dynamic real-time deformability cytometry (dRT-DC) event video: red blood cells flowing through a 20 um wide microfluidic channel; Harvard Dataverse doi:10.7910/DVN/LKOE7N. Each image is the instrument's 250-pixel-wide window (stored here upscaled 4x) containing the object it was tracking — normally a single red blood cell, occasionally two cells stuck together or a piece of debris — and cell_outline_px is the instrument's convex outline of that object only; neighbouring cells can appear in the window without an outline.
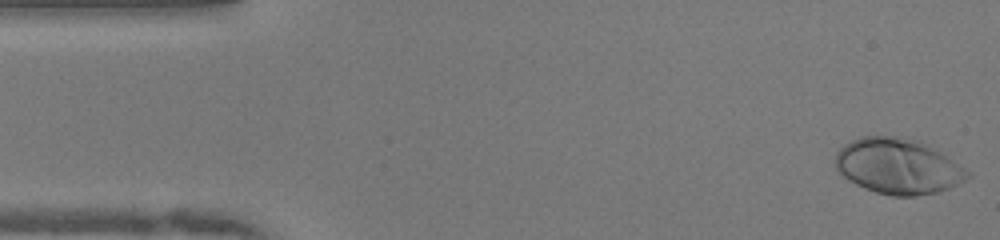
{"species": "human", "species_latin": "Homo sapiens", "temperature_condition": "warm", "stored_images_in_passage": 49, "camera_frame_rate_fps": 3000, "um_per_image_px": 0.085, "donor": {"sex": "female"}, "frame": {"image": 1, "passage_image": 1, "time_ms": 0.0, "image_size_px": [1000, 240], "cell_outline_px": [[972, 176], [948, 188], [936, 192], [916, 196], [892, 196], [876, 192], [864, 188], [856, 184], [844, 176], [836, 168], [836, 152], [844, 144], [860, 136], [900, 136], [920, 140], [940, 152], [972, 172]], "centroid_in_image_um": [76.34, 14.12], "position_along_channel_um": 8.7, "area_um2": 42.71}}
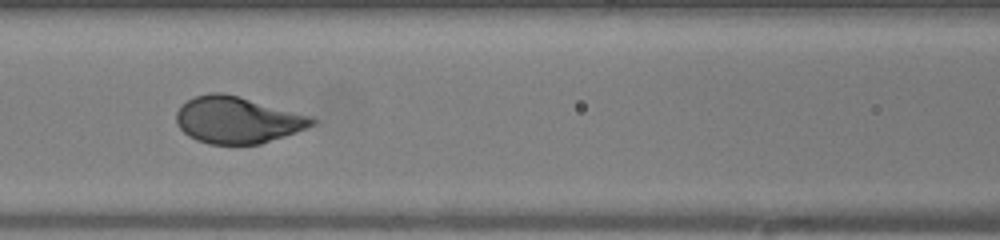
{"frame": {"image": 2, "passage_image": 20, "time_ms": 6.333, "image_size_px": [1000, 240], "cell_outline_px": [[316, 124], [308, 128], [260, 144], [208, 144], [196, 140], [188, 136], [176, 124], [176, 112], [180, 104], [196, 96], [208, 92], [220, 92], [240, 96], [308, 116], [316, 120]], "centroid_in_image_um": [20.12, 10.2], "position_along_channel_um": 146.5, "area_um2": 36.82}}
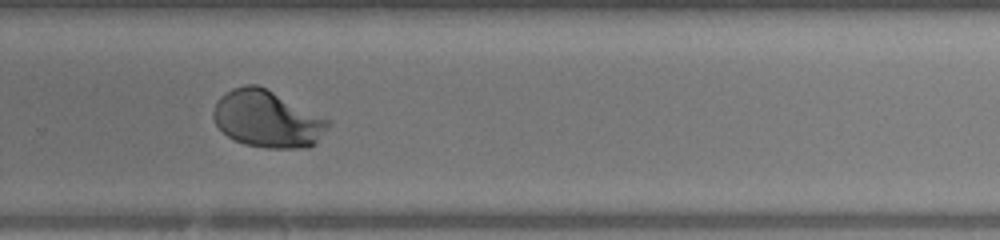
{"frame": {"image": 3, "passage_image": 32, "time_ms": 10.333, "image_size_px": [1000, 240], "cell_outline_px": [[332, 124], [316, 144], [308, 148], [264, 148], [244, 144], [228, 136], [216, 124], [212, 116], [212, 108], [216, 100], [224, 92], [232, 88], [244, 84], [256, 84], [332, 120]], "centroid_in_image_um": [22.73, 10.12], "position_along_channel_um": 307.1, "area_um2": 38.49}, "authors_computed_cell_mechanics": {"area_um2": 37.859, "velocity_mm_per_s": 4.0238, "shape_relaxation_time_tau1_ms": 2.2723, "shape_relaxation_time_tau2_ms": null, "deformation_change_tau1": 0.1806, "deformation_change_tau2": null}}